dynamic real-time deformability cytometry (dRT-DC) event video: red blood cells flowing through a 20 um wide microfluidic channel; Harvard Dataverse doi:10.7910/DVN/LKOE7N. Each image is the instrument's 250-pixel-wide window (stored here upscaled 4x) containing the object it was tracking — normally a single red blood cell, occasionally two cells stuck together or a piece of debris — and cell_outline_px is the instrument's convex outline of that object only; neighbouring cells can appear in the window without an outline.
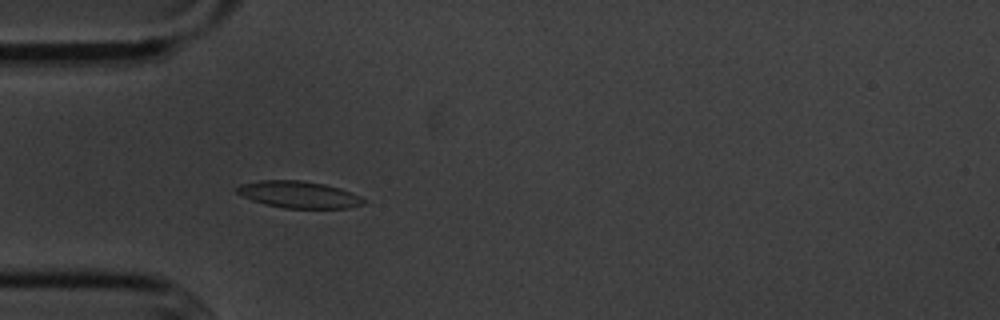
{"species": "common noctule bat (a hibernating species)", "species_latin": "Nyctalus noctula", "temperature_condition": "cold", "stored_images_in_passage": 55, "camera_frame_rate_fps": 3000, "um_per_image_px": 0.085, "animal": {"sex": "male", "body_mass_g": 20.1, "forearm_length_mm": 53.5}, "frame": {"image": 1, "passage_image": 16, "time_ms": 5.0, "image_size_px": [1000, 320], "cell_outline_px": [[368, 200], [364, 204], [348, 208], [284, 208], [264, 204], [252, 200], [236, 192], [236, 188], [240, 184], [260, 180], [300, 180], [324, 184], [340, 188], [360, 196]], "centroid_in_image_um": [25.42, 16.54], "position_along_channel_um": 59.6, "area_um2": 19.83}}
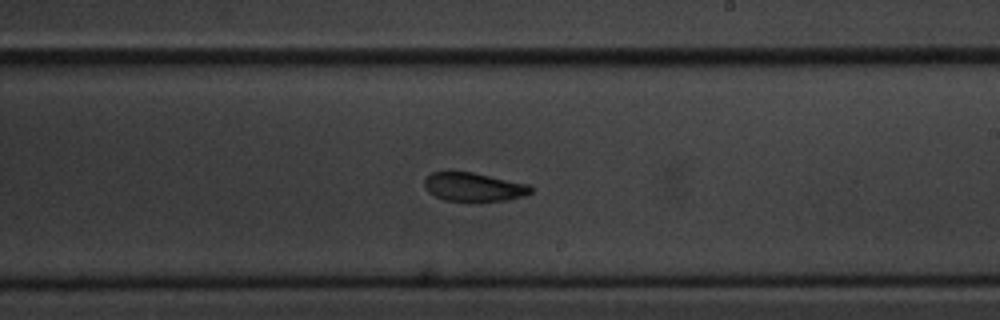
{"frame": {"image": 2, "passage_image": 32, "time_ms": 10.333, "image_size_px": [1000, 320], "cell_outline_px": [[532, 192], [524, 196], [508, 200], [444, 200], [428, 192], [424, 184], [424, 180], [432, 172], [472, 172], [532, 184]], "centroid_in_image_um": [40.32, 15.88], "position_along_channel_um": 248.7, "area_um2": 17.63}}
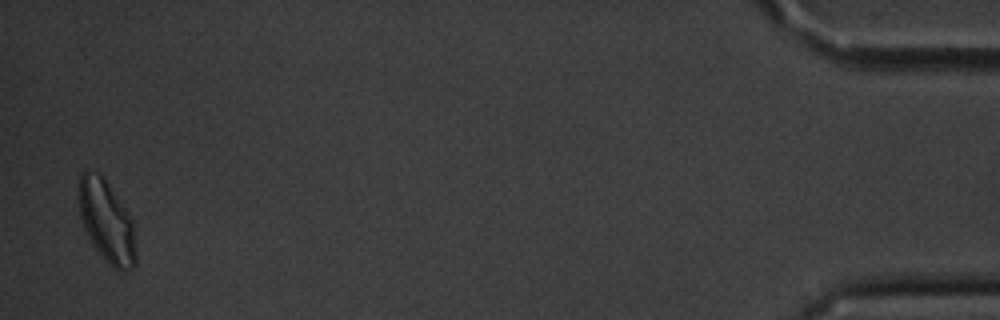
{"frame": {"image": 3, "passage_image": 54, "time_ms": 17.667, "image_size_px": [1000, 320], "cell_outline_px": [[136, 264], [132, 268], [124, 272], [120, 272], [112, 268], [108, 264], [96, 248], [88, 236], [84, 228], [80, 216], [76, 196], [80, 176], [84, 172], [100, 172], [104, 176], [128, 212], [132, 220], [136, 248]], "centroid_in_image_um": [9.06, 18.82], "position_along_channel_um": 426.1, "area_um2": 27.74}, "authors_computed_cell_mechanics": {"area_um2": 19.1318, "velocity_mm_per_s": 3.6024, "shape_relaxation_time_tau1_ms": 2.3926, "shape_relaxation_time_tau2_ms": 1.9453, "deformation_change_tau1": 0.098, "deformation_change_tau2": 0.0646}}